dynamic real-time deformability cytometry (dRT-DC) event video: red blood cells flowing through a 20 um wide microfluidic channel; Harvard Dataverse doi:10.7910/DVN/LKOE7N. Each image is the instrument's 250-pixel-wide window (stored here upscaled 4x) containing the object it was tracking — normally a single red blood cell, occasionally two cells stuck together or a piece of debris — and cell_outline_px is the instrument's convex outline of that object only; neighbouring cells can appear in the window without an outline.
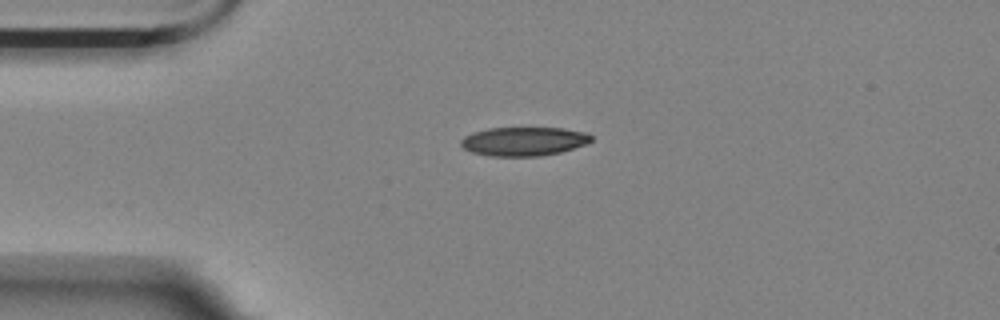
{"species": "Egyptian fruit bat (a non-hibernating species)", "species_latin": "Rousettus aegyptiacus", "temperature_condition": "room temperature", "stored_images_in_passage": 31, "camera_frame_rate_fps": 3000, "um_per_image_px": 0.085, "animal": {"sex": "female"}, "frame": {"image": 1, "passage_image": 1, "time_ms": 0.0, "image_size_px": [1000, 320], "cell_outline_px": [[592, 140], [584, 144], [560, 152], [540, 156], [492, 156], [472, 152], [464, 148], [460, 144], [460, 140], [464, 136], [472, 132], [488, 128], [564, 128], [588, 132], [592, 136]], "centroid_in_image_um": [44.51, 12.0], "position_along_channel_um": 40.5, "area_um2": 21.91}}
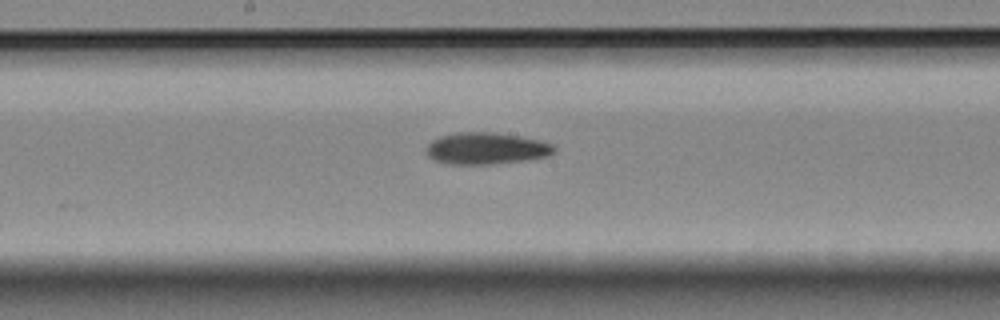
{"frame": {"image": 2, "passage_image": 17, "time_ms": 5.333, "image_size_px": [1000, 320], "cell_outline_px": [[556, 152], [548, 156], [528, 160], [488, 164], [448, 164], [432, 160], [428, 156], [424, 148], [432, 140], [440, 136], [456, 132], [492, 132], [540, 140], [552, 144], [556, 148]], "centroid_in_image_um": [41.3, 12.62], "position_along_channel_um": 206.9, "area_um2": 23.81}}
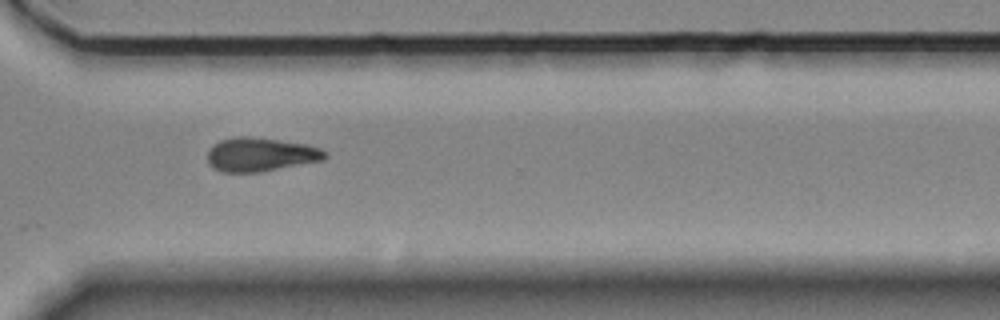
{"frame": {"image": 3, "passage_image": 29, "time_ms": 9.333, "image_size_px": [1000, 320], "cell_outline_px": [[328, 156], [324, 160], [260, 172], [220, 172], [212, 168], [208, 164], [208, 148], [212, 144], [220, 140], [236, 136], [252, 136], [308, 144], [320, 148], [328, 152]], "centroid_in_image_um": [22.14, 13.13], "position_along_channel_um": 348.5, "area_um2": 23.58}, "authors_computed_cell_mechanics": {"area_um2": 23.2934, "velocity_mm_per_s": 3.5416, "shape_relaxation_time_tau1_ms": 8.1135, "shape_relaxation_time_tau2_ms": null, "deformation_change_tau1": 0.171, "deformation_change_tau2": null}}